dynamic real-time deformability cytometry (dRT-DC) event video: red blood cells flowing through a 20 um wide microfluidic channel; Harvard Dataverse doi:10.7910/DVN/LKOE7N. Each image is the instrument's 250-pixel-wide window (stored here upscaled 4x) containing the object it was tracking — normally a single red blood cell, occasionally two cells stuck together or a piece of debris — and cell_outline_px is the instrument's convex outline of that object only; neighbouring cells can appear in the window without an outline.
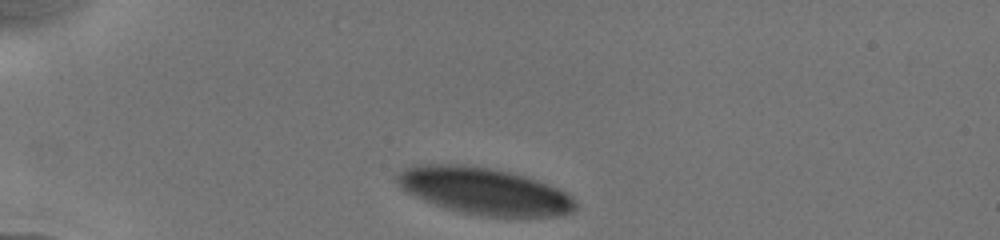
{"species": "human", "species_latin": "Homo sapiens", "temperature_condition": "cold", "stored_images_in_passage": 11, "camera_frame_rate_fps": 3000, "um_per_image_px": 0.085, "donor": {"sex": "male"}, "frame": {"image": 1, "passage_image": 1, "time_ms": 0.0, "image_size_px": [1000, 240], "cell_outline_px": [[576, 212], [556, 216], [480, 216], [448, 208], [424, 200], [408, 192], [396, 180], [396, 176], [404, 168], [412, 164], [464, 164], [488, 168], [508, 172], [524, 176], [536, 180], [556, 188], [572, 196], [576, 200]], "centroid_in_image_um": [41.18, 16.23], "position_along_channel_um": 43.8, "area_um2": 48.15}}
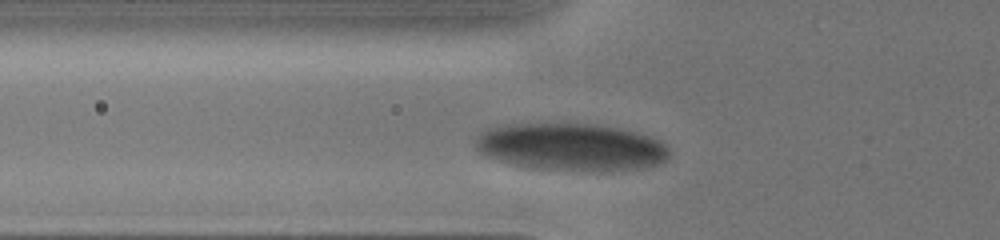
{"frame": {"image": 2, "passage_image": 5, "time_ms": 2.0, "image_size_px": [1000, 240], "cell_outline_px": [[672, 152], [668, 160], [660, 164], [640, 168], [544, 168], [516, 164], [500, 160], [488, 156], [480, 152], [476, 148], [476, 136], [480, 132], [488, 128], [504, 124], [596, 124], [620, 128], [652, 136], [660, 140]], "centroid_in_image_um": [48.58, 12.44], "position_along_channel_um": 77.2, "area_um2": 52.25}}